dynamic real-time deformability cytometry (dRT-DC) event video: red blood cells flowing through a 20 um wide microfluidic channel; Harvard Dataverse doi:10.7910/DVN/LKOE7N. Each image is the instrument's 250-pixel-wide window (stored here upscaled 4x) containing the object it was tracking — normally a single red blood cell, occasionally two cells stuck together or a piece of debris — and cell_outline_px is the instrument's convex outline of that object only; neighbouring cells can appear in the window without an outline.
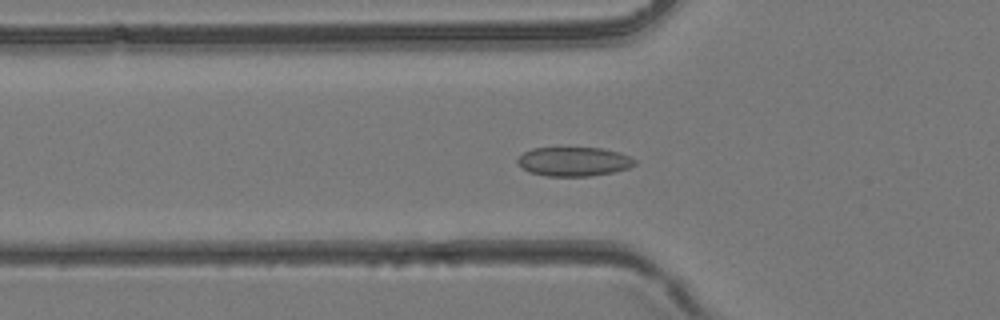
{"species": "common noctule bat (a hibernating species)", "species_latin": "Nyctalus noctula", "temperature_condition": "room temperature", "stored_images_in_passage": 43, "camera_frame_rate_fps": 3000, "um_per_image_px": 0.085, "animal": {"sex": "female", "body_mass_g": 24.6, "forearm_length_mm": 56.2}, "frame": {"image": 1, "passage_image": 14, "time_ms": 4.333, "image_size_px": [1000, 320], "cell_outline_px": [[636, 164], [628, 168], [612, 172], [588, 176], [548, 176], [528, 172], [516, 164], [516, 160], [524, 152], [532, 148], [604, 148], [620, 152], [636, 160]], "centroid_in_image_um": [48.75, 13.73], "position_along_channel_um": 77.1, "area_um2": 19.94}}
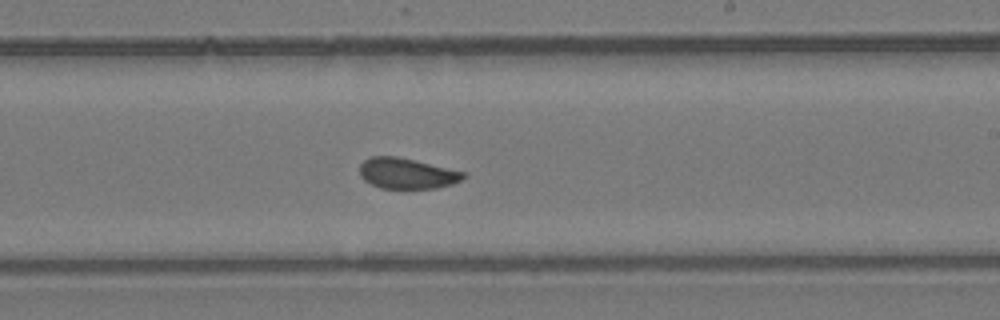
{"frame": {"image": 2, "passage_image": 25, "time_ms": 8.0, "image_size_px": [1000, 320], "cell_outline_px": [[468, 176], [452, 184], [436, 188], [380, 188], [364, 180], [360, 176], [360, 164], [364, 160], [372, 156], [396, 156], [468, 172]], "centroid_in_image_um": [34.61, 14.73], "position_along_channel_um": 254.4, "area_um2": 18.61}}
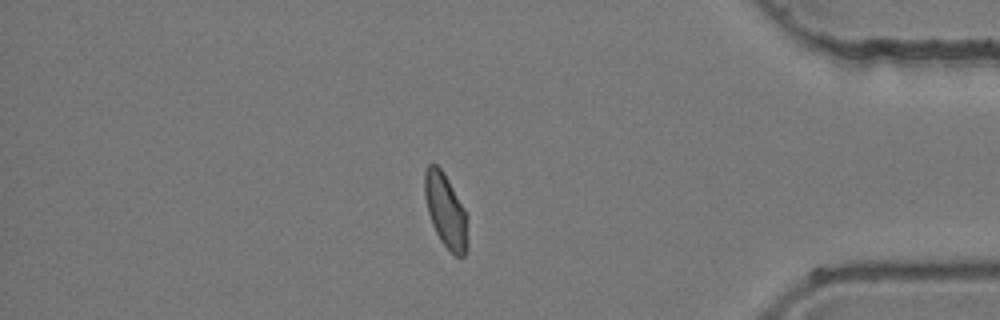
{"frame": {"image": 3, "passage_image": 36, "time_ms": 11.667, "image_size_px": [1000, 320], "cell_outline_px": [[468, 248], [464, 256], [456, 256], [440, 240], [432, 224], [428, 212], [424, 196], [424, 172], [428, 164], [436, 164], [444, 172], [464, 208], [468, 216]], "centroid_in_image_um": [37.9, 17.91], "position_along_channel_um": 397.3, "area_um2": 18.73}}